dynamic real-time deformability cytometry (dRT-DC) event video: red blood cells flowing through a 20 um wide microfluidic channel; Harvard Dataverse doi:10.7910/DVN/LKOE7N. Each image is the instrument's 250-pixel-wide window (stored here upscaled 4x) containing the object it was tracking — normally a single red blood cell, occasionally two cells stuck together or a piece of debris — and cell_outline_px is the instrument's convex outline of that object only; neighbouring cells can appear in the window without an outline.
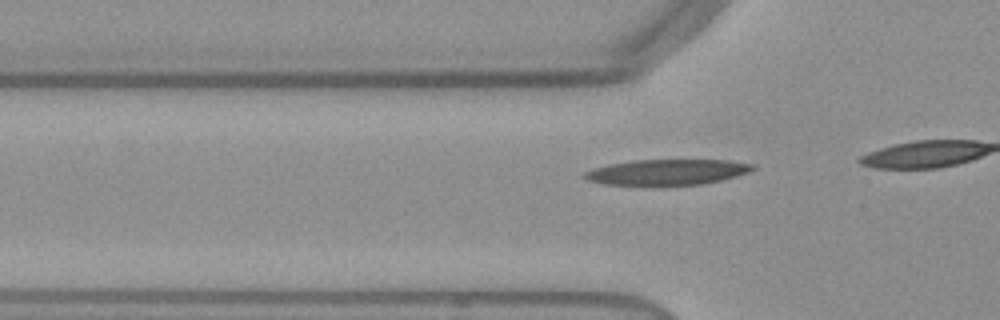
{"species": "Egyptian fruit bat (a non-hibernating species)", "species_latin": "Rousettus aegyptiacus", "temperature_condition": "warm", "stored_images_in_passage": 19, "camera_frame_rate_fps": 3000, "um_per_image_px": 0.085, "frame": {"image": 1, "passage_image": 14, "time_ms": 4.333, "image_size_px": [1000, 320], "cell_outline_px": [[756, 168], [748, 172], [736, 176], [720, 180], [700, 184], [652, 188], [648, 188], [604, 184], [588, 180], [580, 176], [584, 172], [592, 168], [608, 164], [636, 160], [728, 160], [756, 164]], "centroid_in_image_um": [56.62, 14.67], "position_along_channel_um": 69.2, "area_um2": 26.24}}
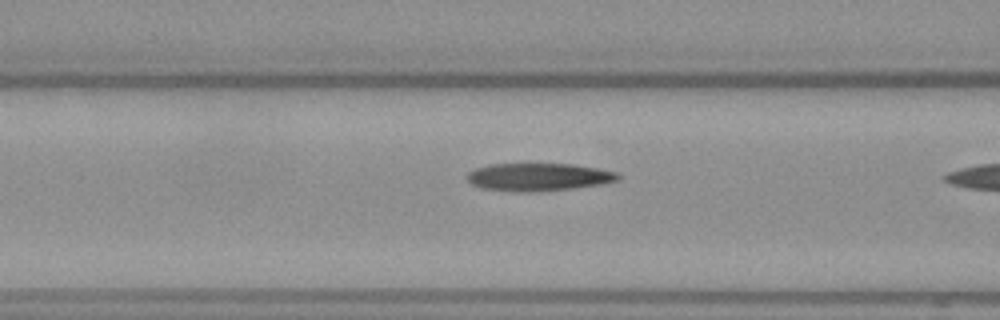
{"frame": {"image": 2, "passage_image": 18, "time_ms": 5.667, "image_size_px": [1000, 320], "cell_outline_px": [[620, 180], [600, 184], [572, 188], [528, 192], [516, 192], [480, 188], [472, 184], [464, 176], [468, 172], [476, 168], [492, 164], [572, 164], [596, 168], [616, 172], [620, 176]], "centroid_in_image_um": [45.73, 15.05], "position_along_channel_um": 120.9, "area_um2": 24.33}}